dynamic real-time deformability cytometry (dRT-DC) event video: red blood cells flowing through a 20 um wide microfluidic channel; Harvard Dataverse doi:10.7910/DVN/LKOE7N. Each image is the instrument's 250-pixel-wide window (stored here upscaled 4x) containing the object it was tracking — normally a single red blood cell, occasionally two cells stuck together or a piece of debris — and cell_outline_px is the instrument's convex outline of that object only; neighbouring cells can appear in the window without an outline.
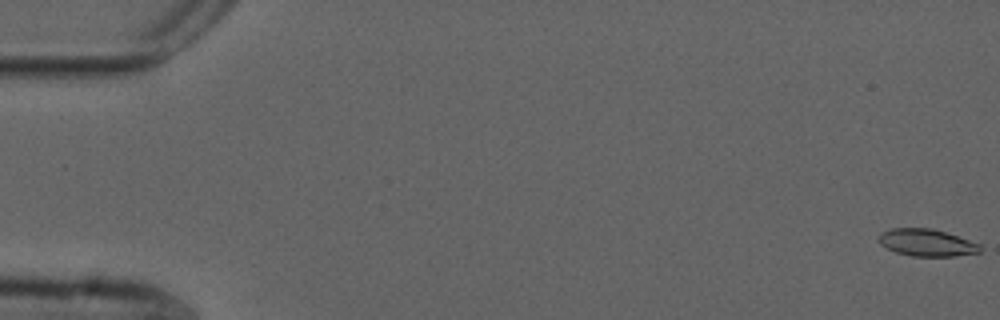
{"species": "common noctule bat (a hibernating species)", "species_latin": "Nyctalus noctula", "temperature_condition": "cold", "stored_images_in_passage": 56, "camera_frame_rate_fps": 3000, "um_per_image_px": 0.085, "animal": {"sex": "male", "forearm_length_mm": 52.5}, "frame": {"image": 1, "passage_image": 1, "time_ms": 0.0, "image_size_px": [1000, 320], "cell_outline_px": [[980, 252], [956, 256], [912, 256], [896, 252], [880, 244], [880, 232], [892, 228], [932, 228], [980, 244]], "centroid_in_image_um": [78.76, 20.62], "position_along_channel_um": 6.2, "area_um2": 15.78}}
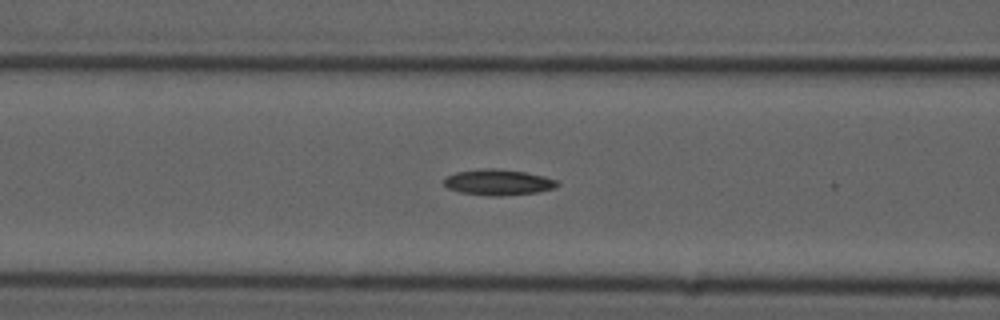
{"frame": {"image": 2, "passage_image": 23, "time_ms": 7.333, "image_size_px": [1000, 320], "cell_outline_px": [[560, 184], [556, 188], [536, 192], [500, 196], [488, 196], [460, 192], [448, 188], [444, 184], [444, 180], [448, 176], [456, 172], [484, 168], [496, 168], [524, 172], [544, 176], [560, 180]], "centroid_in_image_um": [42.39, 15.49], "position_along_channel_um": 124.2, "area_um2": 17.11}}
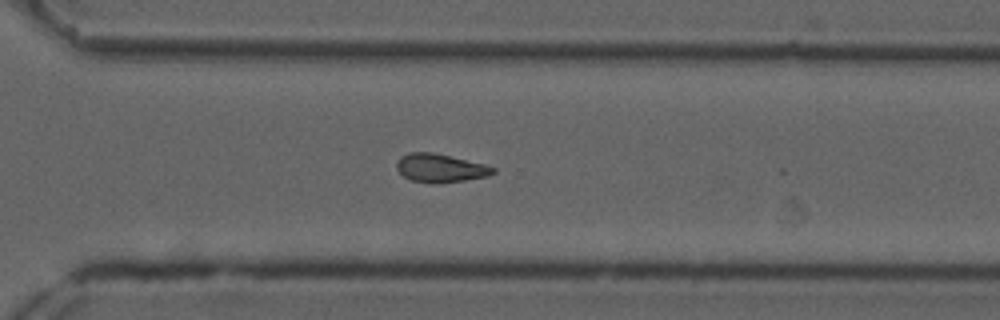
{"frame": {"image": 3, "passage_image": 40, "time_ms": 13.0, "image_size_px": [1000, 320], "cell_outline_px": [[496, 172], [488, 176], [464, 180], [436, 184], [432, 184], [412, 180], [404, 176], [396, 168], [396, 164], [400, 156], [408, 152], [432, 152], [484, 164], [496, 168]], "centroid_in_image_um": [37.41, 14.29], "position_along_channel_um": 333.2, "area_um2": 15.95}, "authors_computed_cell_mechanics": {"area_um2": 16.184, "velocity_mm_per_s": 3.6894, "shape_relaxation_time_tau1_ms": 8.6423, "shape_relaxation_time_tau2_ms": 7.2057, "deformation_change_tau1": 0.1807, "deformation_change_tau2": 0.15}}